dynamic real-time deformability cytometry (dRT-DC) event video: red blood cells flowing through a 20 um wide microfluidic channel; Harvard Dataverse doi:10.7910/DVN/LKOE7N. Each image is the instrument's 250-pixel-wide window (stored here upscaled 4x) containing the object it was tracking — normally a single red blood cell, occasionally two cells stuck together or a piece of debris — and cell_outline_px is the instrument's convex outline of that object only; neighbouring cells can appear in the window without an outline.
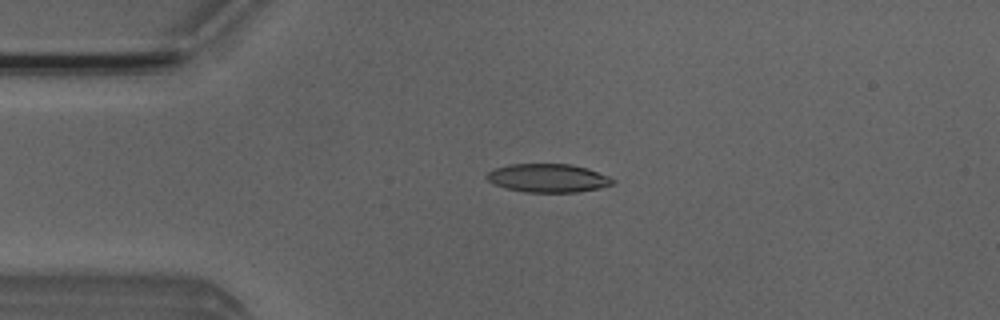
{"species": "Egyptian fruit bat (a non-hibernating species)", "species_latin": "Rousettus aegyptiacus", "temperature_condition": "room temperature", "stored_images_in_passage": 4, "camera_frame_rate_fps": 3000, "um_per_image_px": 0.085, "animal": {"sex": "male"}, "frame": {"image": 1, "passage_image": 3, "time_ms": 2.333, "image_size_px": [1000, 320], "cell_outline_px": [[616, 180], [612, 184], [600, 188], [576, 192], [524, 192], [504, 188], [488, 180], [484, 176], [492, 168], [512, 164], [572, 164], [588, 168], [608, 176]], "centroid_in_image_um": [46.57, 15.13], "position_along_channel_um": 38.4, "area_um2": 20.98}}